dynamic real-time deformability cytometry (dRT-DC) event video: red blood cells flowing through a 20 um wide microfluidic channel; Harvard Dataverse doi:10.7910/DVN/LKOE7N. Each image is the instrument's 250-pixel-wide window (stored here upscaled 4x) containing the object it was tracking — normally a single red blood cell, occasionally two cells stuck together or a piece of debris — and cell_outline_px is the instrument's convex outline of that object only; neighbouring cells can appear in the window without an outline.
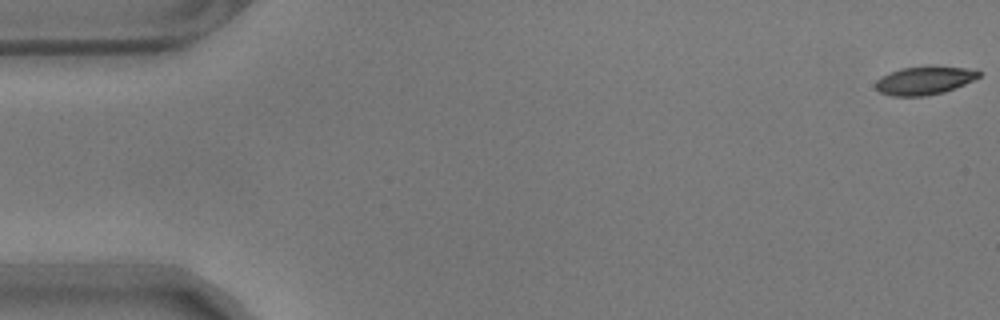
{"species": "common noctule bat (a hibernating species)", "species_latin": "Nyctalus noctula", "temperature_condition": "warm", "stored_images_in_passage": 12, "camera_frame_rate_fps": 3000, "um_per_image_px": 0.085, "animal": {"sex": "male", "body_mass_g": 17.9}, "frame": {"image": 1, "passage_image": 1, "time_ms": 0.0, "image_size_px": [1000, 320], "cell_outline_px": [[980, 76], [964, 84], [944, 92], [924, 96], [892, 96], [880, 92], [876, 88], [876, 80], [880, 76], [900, 68], [964, 68], [980, 72]], "centroid_in_image_um": [78.5, 6.88], "position_along_channel_um": 6.5, "area_um2": 16.3}}